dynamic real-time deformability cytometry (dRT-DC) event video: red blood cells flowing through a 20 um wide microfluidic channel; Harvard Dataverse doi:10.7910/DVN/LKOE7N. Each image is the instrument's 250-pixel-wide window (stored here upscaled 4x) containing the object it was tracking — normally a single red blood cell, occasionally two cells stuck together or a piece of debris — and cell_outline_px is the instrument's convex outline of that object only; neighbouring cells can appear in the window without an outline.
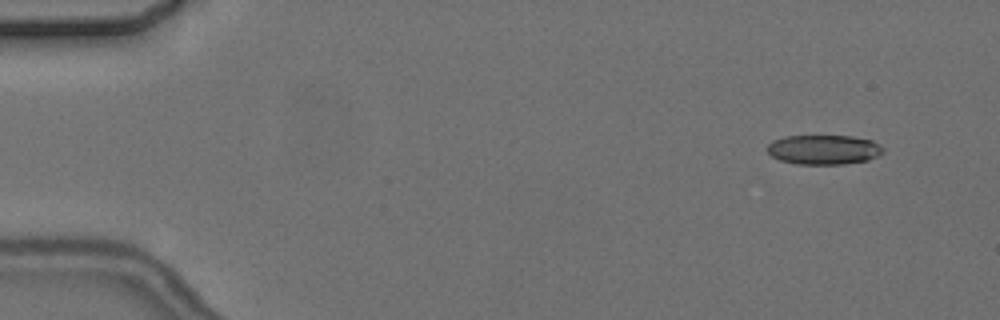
{"species": "common noctule bat (a hibernating species)", "species_latin": "Nyctalus noctula", "temperature_condition": "cold", "stored_images_in_passage": 5, "camera_frame_rate_fps": 3000, "um_per_image_px": 0.085, "animal": {"sex": "female", "body_mass_g": 24.6, "forearm_length_mm": 56.2}, "frame": {"image": 1, "passage_image": 2, "time_ms": 1.333, "image_size_px": [1000, 320], "cell_outline_px": [[884, 152], [880, 156], [868, 160], [844, 164], [796, 164], [780, 160], [772, 156], [768, 152], [768, 144], [772, 140], [784, 136], [852, 136], [872, 140], [880, 144], [884, 148]], "centroid_in_image_um": [70.05, 12.72], "position_along_channel_um": 14.9, "area_um2": 20.17}}